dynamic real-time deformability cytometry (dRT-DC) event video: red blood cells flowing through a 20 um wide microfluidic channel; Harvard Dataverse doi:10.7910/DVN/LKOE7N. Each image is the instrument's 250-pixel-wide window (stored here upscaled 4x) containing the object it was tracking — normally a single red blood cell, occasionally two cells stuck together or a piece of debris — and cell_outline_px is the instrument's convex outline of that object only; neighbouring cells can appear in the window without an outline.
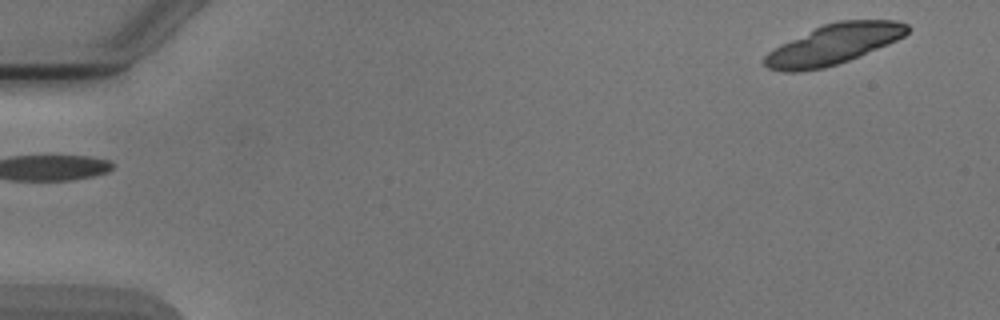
{"species": "Egyptian fruit bat (a non-hibernating species)", "species_latin": "Rousettus aegyptiacus", "temperature_condition": "cold", "stored_images_in_passage": 2, "segment_of_instrument_passage": [2, 2], "camera_frame_rate_fps": 3000, "um_per_image_px": 0.085, "animal": {"sex": "male"}, "frame": {"image": 1, "passage_image": 2, "time_ms": 1.333, "image_size_px": [1000, 320], "cell_outline_px": [[912, 28], [904, 36], [888, 44], [848, 60], [824, 68], [800, 72], [784, 72], [768, 68], [764, 64], [764, 56], [768, 52], [780, 44], [824, 24], [836, 20], [896, 20], [908, 24]], "centroid_in_image_um": [70.86, 3.76], "position_along_channel_um": 14.1, "area_um2": 33.29}}